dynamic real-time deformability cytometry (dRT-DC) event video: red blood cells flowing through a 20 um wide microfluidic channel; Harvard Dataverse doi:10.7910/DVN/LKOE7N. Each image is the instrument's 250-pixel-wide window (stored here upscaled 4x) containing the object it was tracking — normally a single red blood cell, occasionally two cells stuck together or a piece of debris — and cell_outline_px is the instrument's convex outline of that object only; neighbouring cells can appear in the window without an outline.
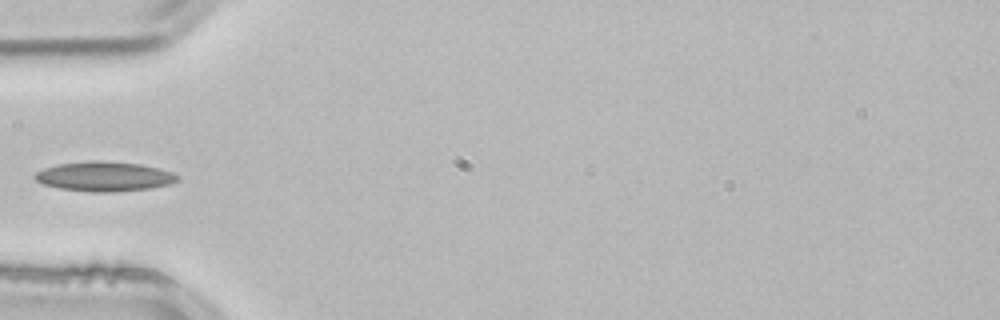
{"species": "common noctule bat (a hibernating species)", "species_latin": "Nyctalus noctula", "temperature_condition": "room temperature", "stored_images_in_passage": 3, "camera_frame_rate_fps": 3000, "um_per_image_px": 0.085, "animal": {"sex": "male", "body_mass_g": 21.5, "forearm_length_mm": 52.0}, "frame": {"image": 1, "passage_image": 3, "time_ms": 0.667, "image_size_px": [1000, 320], "cell_outline_px": [[180, 180], [168, 184], [148, 188], [116, 192], [92, 192], [60, 188], [44, 184], [36, 180], [32, 176], [36, 172], [44, 168], [56, 164], [92, 160], [100, 160], [140, 164], [172, 172], [180, 176]], "centroid_in_image_um": [8.85, 14.99], "position_along_channel_um": 76.2, "area_um2": 24.62}}